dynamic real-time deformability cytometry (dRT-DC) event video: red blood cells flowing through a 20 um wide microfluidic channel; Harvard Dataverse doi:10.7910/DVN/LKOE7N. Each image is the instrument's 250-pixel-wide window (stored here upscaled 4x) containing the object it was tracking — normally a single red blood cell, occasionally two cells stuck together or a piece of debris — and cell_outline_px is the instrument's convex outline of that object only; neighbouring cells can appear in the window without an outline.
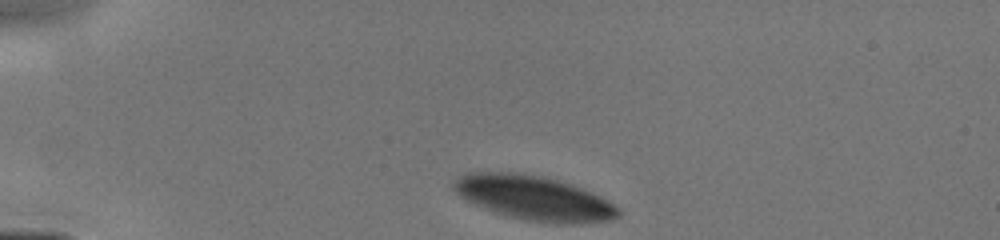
{"species": "human", "species_latin": "Homo sapiens", "temperature_condition": "cold", "stored_images_in_passage": 50, "camera_frame_rate_fps": 3000, "um_per_image_px": 0.085, "donor": {"sex": "male"}, "frame": {"image": 1, "passage_image": 1, "time_ms": 0.0, "image_size_px": [1000, 240], "cell_outline_px": [[620, 216], [612, 220], [580, 224], [552, 224], [524, 220], [492, 212], [460, 196], [452, 188], [452, 184], [460, 176], [468, 172], [512, 172], [540, 176], [556, 180], [580, 188], [600, 196], [620, 208]], "centroid_in_image_um": [45.41, 16.86], "position_along_channel_um": 39.6, "area_um2": 42.6}}
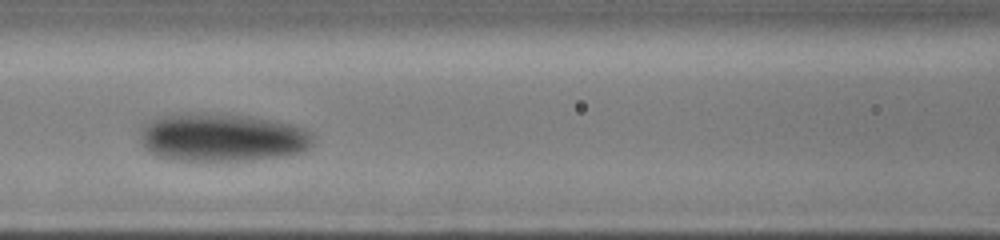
{"frame": {"image": 2, "passage_image": 15, "time_ms": 3.667, "image_size_px": [1000, 240], "cell_outline_px": [[316, 140], [304, 152], [284, 156], [248, 160], [176, 160], [156, 156], [144, 148], [140, 140], [144, 128], [152, 120], [160, 116], [188, 112], [252, 116], [292, 124], [304, 128], [312, 132]], "centroid_in_image_um": [18.95, 11.68], "position_along_channel_um": 147.7, "area_um2": 48.73}}
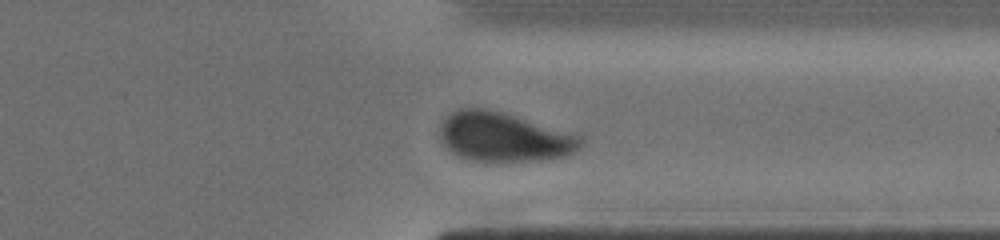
{"frame": {"image": 3, "passage_image": 42, "time_ms": 8.667, "image_size_px": [1000, 240], "cell_outline_px": [[584, 144], [576, 152], [568, 156], [552, 160], [472, 160], [460, 156], [452, 152], [444, 144], [440, 136], [440, 124], [456, 108], [484, 108], [500, 112], [584, 136]], "centroid_in_image_um": [42.9, 11.65], "position_along_channel_um": 368.5, "area_um2": 40.17}}